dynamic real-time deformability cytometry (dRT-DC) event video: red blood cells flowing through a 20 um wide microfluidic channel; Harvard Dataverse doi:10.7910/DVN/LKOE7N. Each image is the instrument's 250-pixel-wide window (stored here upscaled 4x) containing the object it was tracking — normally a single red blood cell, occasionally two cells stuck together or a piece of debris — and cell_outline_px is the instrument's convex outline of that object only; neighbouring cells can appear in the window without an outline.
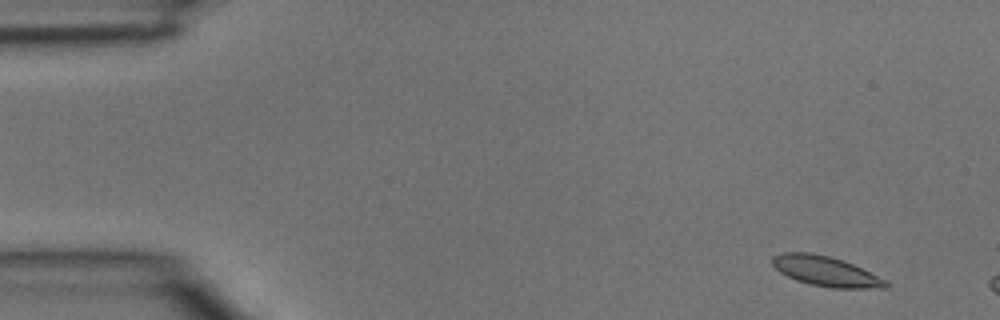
{"species": "common noctule bat (a hibernating species)", "species_latin": "Nyctalus noctula", "temperature_condition": "room temperature", "stored_images_in_passage": 3, "camera_frame_rate_fps": 3000, "um_per_image_px": 0.085, "animal": {"sex": "male", "body_mass_g": 15.6}, "frame": {"image": 1, "passage_image": 1, "time_ms": 0.0, "image_size_px": [1000, 320], "cell_outline_px": [[888, 284], [884, 288], [832, 288], [812, 284], [796, 280], [780, 272], [772, 264], [772, 256], [784, 252], [812, 252], [844, 260], [884, 280]], "centroid_in_image_um": [70.12, 23.04], "position_along_channel_um": 14.9, "area_um2": 19.42}}